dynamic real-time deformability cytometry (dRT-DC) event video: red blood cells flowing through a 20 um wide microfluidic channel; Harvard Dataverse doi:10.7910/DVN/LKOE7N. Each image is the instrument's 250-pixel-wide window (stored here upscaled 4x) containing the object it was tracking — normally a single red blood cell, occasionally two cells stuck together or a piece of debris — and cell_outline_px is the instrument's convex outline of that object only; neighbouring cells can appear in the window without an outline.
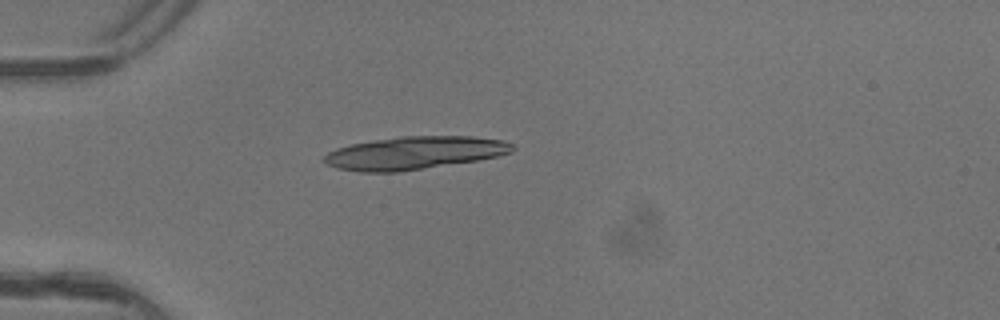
{"species": "common noctule bat (a hibernating species)", "species_latin": "Nyctalus noctula", "temperature_condition": "warm", "stored_images_in_passage": 4, "camera_frame_rate_fps": 3000, "um_per_image_px": 0.085, "animal": {"sex": "female"}, "frame": {"image": 1, "passage_image": 4, "time_ms": 1.0, "image_size_px": [1000, 320], "cell_outline_px": [[516, 148], [512, 152], [480, 160], [400, 172], [360, 172], [336, 168], [324, 164], [324, 156], [328, 152], [336, 148], [352, 144], [400, 136], [472, 136], [504, 140], [512, 144]], "centroid_in_image_um": [35.23, 13.0], "position_along_channel_um": 49.8, "area_um2": 36.3}}